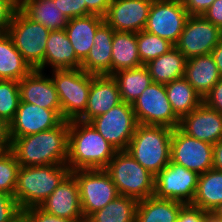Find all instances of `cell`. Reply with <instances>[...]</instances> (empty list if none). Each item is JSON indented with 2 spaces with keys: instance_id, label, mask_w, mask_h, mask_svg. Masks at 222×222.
<instances>
[{
  "instance_id": "obj_51",
  "label": "cell",
  "mask_w": 222,
  "mask_h": 222,
  "mask_svg": "<svg viewBox=\"0 0 222 222\" xmlns=\"http://www.w3.org/2000/svg\"><path fill=\"white\" fill-rule=\"evenodd\" d=\"M15 222H28L25 217L22 215L20 218H18Z\"/></svg>"
},
{
  "instance_id": "obj_47",
  "label": "cell",
  "mask_w": 222,
  "mask_h": 222,
  "mask_svg": "<svg viewBox=\"0 0 222 222\" xmlns=\"http://www.w3.org/2000/svg\"><path fill=\"white\" fill-rule=\"evenodd\" d=\"M213 169L222 171V139L213 144Z\"/></svg>"
},
{
  "instance_id": "obj_35",
  "label": "cell",
  "mask_w": 222,
  "mask_h": 222,
  "mask_svg": "<svg viewBox=\"0 0 222 222\" xmlns=\"http://www.w3.org/2000/svg\"><path fill=\"white\" fill-rule=\"evenodd\" d=\"M20 102L19 82L0 80V117L10 123Z\"/></svg>"
},
{
  "instance_id": "obj_17",
  "label": "cell",
  "mask_w": 222,
  "mask_h": 222,
  "mask_svg": "<svg viewBox=\"0 0 222 222\" xmlns=\"http://www.w3.org/2000/svg\"><path fill=\"white\" fill-rule=\"evenodd\" d=\"M39 208L54 216L85 222L76 177L70 172Z\"/></svg>"
},
{
  "instance_id": "obj_21",
  "label": "cell",
  "mask_w": 222,
  "mask_h": 222,
  "mask_svg": "<svg viewBox=\"0 0 222 222\" xmlns=\"http://www.w3.org/2000/svg\"><path fill=\"white\" fill-rule=\"evenodd\" d=\"M115 30L104 22L96 31L94 45L81 69L92 75H112V40Z\"/></svg>"
},
{
  "instance_id": "obj_27",
  "label": "cell",
  "mask_w": 222,
  "mask_h": 222,
  "mask_svg": "<svg viewBox=\"0 0 222 222\" xmlns=\"http://www.w3.org/2000/svg\"><path fill=\"white\" fill-rule=\"evenodd\" d=\"M184 205L176 200L152 195L138 200L136 222H177L180 210Z\"/></svg>"
},
{
  "instance_id": "obj_5",
  "label": "cell",
  "mask_w": 222,
  "mask_h": 222,
  "mask_svg": "<svg viewBox=\"0 0 222 222\" xmlns=\"http://www.w3.org/2000/svg\"><path fill=\"white\" fill-rule=\"evenodd\" d=\"M105 170L110 174L119 195L137 200L154 195L155 176L126 150L117 151Z\"/></svg>"
},
{
  "instance_id": "obj_18",
  "label": "cell",
  "mask_w": 222,
  "mask_h": 222,
  "mask_svg": "<svg viewBox=\"0 0 222 222\" xmlns=\"http://www.w3.org/2000/svg\"><path fill=\"white\" fill-rule=\"evenodd\" d=\"M20 101L54 110L61 117V105L50 74L32 70L19 81Z\"/></svg>"
},
{
  "instance_id": "obj_30",
  "label": "cell",
  "mask_w": 222,
  "mask_h": 222,
  "mask_svg": "<svg viewBox=\"0 0 222 222\" xmlns=\"http://www.w3.org/2000/svg\"><path fill=\"white\" fill-rule=\"evenodd\" d=\"M222 203V171L209 169L198 176L194 199L190 205L212 212Z\"/></svg>"
},
{
  "instance_id": "obj_25",
  "label": "cell",
  "mask_w": 222,
  "mask_h": 222,
  "mask_svg": "<svg viewBox=\"0 0 222 222\" xmlns=\"http://www.w3.org/2000/svg\"><path fill=\"white\" fill-rule=\"evenodd\" d=\"M187 59L174 46L165 54L150 60L144 66L147 68L153 82L168 84L184 76Z\"/></svg>"
},
{
  "instance_id": "obj_10",
  "label": "cell",
  "mask_w": 222,
  "mask_h": 222,
  "mask_svg": "<svg viewBox=\"0 0 222 222\" xmlns=\"http://www.w3.org/2000/svg\"><path fill=\"white\" fill-rule=\"evenodd\" d=\"M138 124L177 128L180 119L168 100L164 84L151 83L132 104Z\"/></svg>"
},
{
  "instance_id": "obj_43",
  "label": "cell",
  "mask_w": 222,
  "mask_h": 222,
  "mask_svg": "<svg viewBox=\"0 0 222 222\" xmlns=\"http://www.w3.org/2000/svg\"><path fill=\"white\" fill-rule=\"evenodd\" d=\"M112 0H82V6L89 14L105 17Z\"/></svg>"
},
{
  "instance_id": "obj_48",
  "label": "cell",
  "mask_w": 222,
  "mask_h": 222,
  "mask_svg": "<svg viewBox=\"0 0 222 222\" xmlns=\"http://www.w3.org/2000/svg\"><path fill=\"white\" fill-rule=\"evenodd\" d=\"M211 56L213 57V60L218 67L219 73L222 77V39L220 42L213 48L211 51Z\"/></svg>"
},
{
  "instance_id": "obj_49",
  "label": "cell",
  "mask_w": 222,
  "mask_h": 222,
  "mask_svg": "<svg viewBox=\"0 0 222 222\" xmlns=\"http://www.w3.org/2000/svg\"><path fill=\"white\" fill-rule=\"evenodd\" d=\"M203 222H222L221 218H218L215 214L212 212H206Z\"/></svg>"
},
{
  "instance_id": "obj_50",
  "label": "cell",
  "mask_w": 222,
  "mask_h": 222,
  "mask_svg": "<svg viewBox=\"0 0 222 222\" xmlns=\"http://www.w3.org/2000/svg\"><path fill=\"white\" fill-rule=\"evenodd\" d=\"M213 214H215L218 218H221L222 219V203L217 206L213 211H212Z\"/></svg>"
},
{
  "instance_id": "obj_28",
  "label": "cell",
  "mask_w": 222,
  "mask_h": 222,
  "mask_svg": "<svg viewBox=\"0 0 222 222\" xmlns=\"http://www.w3.org/2000/svg\"><path fill=\"white\" fill-rule=\"evenodd\" d=\"M143 66L137 45V33L114 32L112 40V74Z\"/></svg>"
},
{
  "instance_id": "obj_3",
  "label": "cell",
  "mask_w": 222,
  "mask_h": 222,
  "mask_svg": "<svg viewBox=\"0 0 222 222\" xmlns=\"http://www.w3.org/2000/svg\"><path fill=\"white\" fill-rule=\"evenodd\" d=\"M70 172L67 164L20 166L13 197L21 211L39 207Z\"/></svg>"
},
{
  "instance_id": "obj_9",
  "label": "cell",
  "mask_w": 222,
  "mask_h": 222,
  "mask_svg": "<svg viewBox=\"0 0 222 222\" xmlns=\"http://www.w3.org/2000/svg\"><path fill=\"white\" fill-rule=\"evenodd\" d=\"M89 123L117 151L127 150L138 126L132 104L123 101Z\"/></svg>"
},
{
  "instance_id": "obj_4",
  "label": "cell",
  "mask_w": 222,
  "mask_h": 222,
  "mask_svg": "<svg viewBox=\"0 0 222 222\" xmlns=\"http://www.w3.org/2000/svg\"><path fill=\"white\" fill-rule=\"evenodd\" d=\"M173 128L138 124L127 152L156 176L170 163Z\"/></svg>"
},
{
  "instance_id": "obj_31",
  "label": "cell",
  "mask_w": 222,
  "mask_h": 222,
  "mask_svg": "<svg viewBox=\"0 0 222 222\" xmlns=\"http://www.w3.org/2000/svg\"><path fill=\"white\" fill-rule=\"evenodd\" d=\"M112 76L117 83L121 100L129 104H133L153 83L152 77L144 65L133 69L120 70Z\"/></svg>"
},
{
  "instance_id": "obj_15",
  "label": "cell",
  "mask_w": 222,
  "mask_h": 222,
  "mask_svg": "<svg viewBox=\"0 0 222 222\" xmlns=\"http://www.w3.org/2000/svg\"><path fill=\"white\" fill-rule=\"evenodd\" d=\"M153 0H112L105 22L116 32L138 33L145 29Z\"/></svg>"
},
{
  "instance_id": "obj_12",
  "label": "cell",
  "mask_w": 222,
  "mask_h": 222,
  "mask_svg": "<svg viewBox=\"0 0 222 222\" xmlns=\"http://www.w3.org/2000/svg\"><path fill=\"white\" fill-rule=\"evenodd\" d=\"M170 161L203 174L213 168V145L173 129L171 137Z\"/></svg>"
},
{
  "instance_id": "obj_2",
  "label": "cell",
  "mask_w": 222,
  "mask_h": 222,
  "mask_svg": "<svg viewBox=\"0 0 222 222\" xmlns=\"http://www.w3.org/2000/svg\"><path fill=\"white\" fill-rule=\"evenodd\" d=\"M116 152L89 122L70 121L67 166L71 172L106 169Z\"/></svg>"
},
{
  "instance_id": "obj_13",
  "label": "cell",
  "mask_w": 222,
  "mask_h": 222,
  "mask_svg": "<svg viewBox=\"0 0 222 222\" xmlns=\"http://www.w3.org/2000/svg\"><path fill=\"white\" fill-rule=\"evenodd\" d=\"M222 39V30L202 15H190L175 47L187 60L210 54Z\"/></svg>"
},
{
  "instance_id": "obj_37",
  "label": "cell",
  "mask_w": 222,
  "mask_h": 222,
  "mask_svg": "<svg viewBox=\"0 0 222 222\" xmlns=\"http://www.w3.org/2000/svg\"><path fill=\"white\" fill-rule=\"evenodd\" d=\"M22 211L15 198L0 191V222H15Z\"/></svg>"
},
{
  "instance_id": "obj_45",
  "label": "cell",
  "mask_w": 222,
  "mask_h": 222,
  "mask_svg": "<svg viewBox=\"0 0 222 222\" xmlns=\"http://www.w3.org/2000/svg\"><path fill=\"white\" fill-rule=\"evenodd\" d=\"M215 0H183L184 6L190 15H203Z\"/></svg>"
},
{
  "instance_id": "obj_11",
  "label": "cell",
  "mask_w": 222,
  "mask_h": 222,
  "mask_svg": "<svg viewBox=\"0 0 222 222\" xmlns=\"http://www.w3.org/2000/svg\"><path fill=\"white\" fill-rule=\"evenodd\" d=\"M189 16L183 0H153L144 30L175 46Z\"/></svg>"
},
{
  "instance_id": "obj_26",
  "label": "cell",
  "mask_w": 222,
  "mask_h": 222,
  "mask_svg": "<svg viewBox=\"0 0 222 222\" xmlns=\"http://www.w3.org/2000/svg\"><path fill=\"white\" fill-rule=\"evenodd\" d=\"M19 9L31 20L51 31L65 30L69 21L54 0H23L19 3Z\"/></svg>"
},
{
  "instance_id": "obj_14",
  "label": "cell",
  "mask_w": 222,
  "mask_h": 222,
  "mask_svg": "<svg viewBox=\"0 0 222 222\" xmlns=\"http://www.w3.org/2000/svg\"><path fill=\"white\" fill-rule=\"evenodd\" d=\"M198 176L196 172L170 161L155 176L154 195L191 204L196 193Z\"/></svg>"
},
{
  "instance_id": "obj_19",
  "label": "cell",
  "mask_w": 222,
  "mask_h": 222,
  "mask_svg": "<svg viewBox=\"0 0 222 222\" xmlns=\"http://www.w3.org/2000/svg\"><path fill=\"white\" fill-rule=\"evenodd\" d=\"M178 128L188 136L213 145L222 139V114L203 102L180 119Z\"/></svg>"
},
{
  "instance_id": "obj_42",
  "label": "cell",
  "mask_w": 222,
  "mask_h": 222,
  "mask_svg": "<svg viewBox=\"0 0 222 222\" xmlns=\"http://www.w3.org/2000/svg\"><path fill=\"white\" fill-rule=\"evenodd\" d=\"M203 102L211 109L222 114V77L211 89V92L203 99Z\"/></svg>"
},
{
  "instance_id": "obj_38",
  "label": "cell",
  "mask_w": 222,
  "mask_h": 222,
  "mask_svg": "<svg viewBox=\"0 0 222 222\" xmlns=\"http://www.w3.org/2000/svg\"><path fill=\"white\" fill-rule=\"evenodd\" d=\"M18 9L16 0H0V34L7 33Z\"/></svg>"
},
{
  "instance_id": "obj_39",
  "label": "cell",
  "mask_w": 222,
  "mask_h": 222,
  "mask_svg": "<svg viewBox=\"0 0 222 222\" xmlns=\"http://www.w3.org/2000/svg\"><path fill=\"white\" fill-rule=\"evenodd\" d=\"M28 222H78L77 220L62 218L46 213L39 207H31L22 211Z\"/></svg>"
},
{
  "instance_id": "obj_32",
  "label": "cell",
  "mask_w": 222,
  "mask_h": 222,
  "mask_svg": "<svg viewBox=\"0 0 222 222\" xmlns=\"http://www.w3.org/2000/svg\"><path fill=\"white\" fill-rule=\"evenodd\" d=\"M165 87L171 107L179 119L203 103L202 97L184 77L165 84Z\"/></svg>"
},
{
  "instance_id": "obj_24",
  "label": "cell",
  "mask_w": 222,
  "mask_h": 222,
  "mask_svg": "<svg viewBox=\"0 0 222 222\" xmlns=\"http://www.w3.org/2000/svg\"><path fill=\"white\" fill-rule=\"evenodd\" d=\"M183 77L205 99L221 75L211 54H206L187 60Z\"/></svg>"
},
{
  "instance_id": "obj_44",
  "label": "cell",
  "mask_w": 222,
  "mask_h": 222,
  "mask_svg": "<svg viewBox=\"0 0 222 222\" xmlns=\"http://www.w3.org/2000/svg\"><path fill=\"white\" fill-rule=\"evenodd\" d=\"M202 16L222 30V0H215Z\"/></svg>"
},
{
  "instance_id": "obj_8",
  "label": "cell",
  "mask_w": 222,
  "mask_h": 222,
  "mask_svg": "<svg viewBox=\"0 0 222 222\" xmlns=\"http://www.w3.org/2000/svg\"><path fill=\"white\" fill-rule=\"evenodd\" d=\"M79 185L83 217L101 210L119 196L110 174L105 169L74 170L71 172Z\"/></svg>"
},
{
  "instance_id": "obj_23",
  "label": "cell",
  "mask_w": 222,
  "mask_h": 222,
  "mask_svg": "<svg viewBox=\"0 0 222 222\" xmlns=\"http://www.w3.org/2000/svg\"><path fill=\"white\" fill-rule=\"evenodd\" d=\"M104 22L103 17L94 14L69 19L65 32L81 62L87 58L94 45L95 33Z\"/></svg>"
},
{
  "instance_id": "obj_34",
  "label": "cell",
  "mask_w": 222,
  "mask_h": 222,
  "mask_svg": "<svg viewBox=\"0 0 222 222\" xmlns=\"http://www.w3.org/2000/svg\"><path fill=\"white\" fill-rule=\"evenodd\" d=\"M137 45L143 65L165 54L174 47L169 41L145 30L137 33Z\"/></svg>"
},
{
  "instance_id": "obj_40",
  "label": "cell",
  "mask_w": 222,
  "mask_h": 222,
  "mask_svg": "<svg viewBox=\"0 0 222 222\" xmlns=\"http://www.w3.org/2000/svg\"><path fill=\"white\" fill-rule=\"evenodd\" d=\"M68 19L90 15L82 6V0H54Z\"/></svg>"
},
{
  "instance_id": "obj_22",
  "label": "cell",
  "mask_w": 222,
  "mask_h": 222,
  "mask_svg": "<svg viewBox=\"0 0 222 222\" xmlns=\"http://www.w3.org/2000/svg\"><path fill=\"white\" fill-rule=\"evenodd\" d=\"M81 63L65 30L50 31L45 57L39 70L45 71L50 66V70L78 69L81 68Z\"/></svg>"
},
{
  "instance_id": "obj_33",
  "label": "cell",
  "mask_w": 222,
  "mask_h": 222,
  "mask_svg": "<svg viewBox=\"0 0 222 222\" xmlns=\"http://www.w3.org/2000/svg\"><path fill=\"white\" fill-rule=\"evenodd\" d=\"M138 200L119 195L104 208L92 213L85 222H136Z\"/></svg>"
},
{
  "instance_id": "obj_6",
  "label": "cell",
  "mask_w": 222,
  "mask_h": 222,
  "mask_svg": "<svg viewBox=\"0 0 222 222\" xmlns=\"http://www.w3.org/2000/svg\"><path fill=\"white\" fill-rule=\"evenodd\" d=\"M61 105V118L78 120L87 106L92 74L81 68L50 71Z\"/></svg>"
},
{
  "instance_id": "obj_20",
  "label": "cell",
  "mask_w": 222,
  "mask_h": 222,
  "mask_svg": "<svg viewBox=\"0 0 222 222\" xmlns=\"http://www.w3.org/2000/svg\"><path fill=\"white\" fill-rule=\"evenodd\" d=\"M121 102L120 92L112 75H92L85 113L78 120L90 122Z\"/></svg>"
},
{
  "instance_id": "obj_36",
  "label": "cell",
  "mask_w": 222,
  "mask_h": 222,
  "mask_svg": "<svg viewBox=\"0 0 222 222\" xmlns=\"http://www.w3.org/2000/svg\"><path fill=\"white\" fill-rule=\"evenodd\" d=\"M20 164L9 150L0 152V191L14 195Z\"/></svg>"
},
{
  "instance_id": "obj_7",
  "label": "cell",
  "mask_w": 222,
  "mask_h": 222,
  "mask_svg": "<svg viewBox=\"0 0 222 222\" xmlns=\"http://www.w3.org/2000/svg\"><path fill=\"white\" fill-rule=\"evenodd\" d=\"M50 31L41 23L31 20L18 9L7 34L30 67L33 70H39L45 57Z\"/></svg>"
},
{
  "instance_id": "obj_1",
  "label": "cell",
  "mask_w": 222,
  "mask_h": 222,
  "mask_svg": "<svg viewBox=\"0 0 222 222\" xmlns=\"http://www.w3.org/2000/svg\"><path fill=\"white\" fill-rule=\"evenodd\" d=\"M70 121L53 129L24 137L10 138L9 150L20 166L67 164Z\"/></svg>"
},
{
  "instance_id": "obj_29",
  "label": "cell",
  "mask_w": 222,
  "mask_h": 222,
  "mask_svg": "<svg viewBox=\"0 0 222 222\" xmlns=\"http://www.w3.org/2000/svg\"><path fill=\"white\" fill-rule=\"evenodd\" d=\"M33 69L7 33L0 34V80L20 81Z\"/></svg>"
},
{
  "instance_id": "obj_16",
  "label": "cell",
  "mask_w": 222,
  "mask_h": 222,
  "mask_svg": "<svg viewBox=\"0 0 222 222\" xmlns=\"http://www.w3.org/2000/svg\"><path fill=\"white\" fill-rule=\"evenodd\" d=\"M62 121L63 119L54 110L20 101L14 119L9 123L10 138L47 131Z\"/></svg>"
},
{
  "instance_id": "obj_41",
  "label": "cell",
  "mask_w": 222,
  "mask_h": 222,
  "mask_svg": "<svg viewBox=\"0 0 222 222\" xmlns=\"http://www.w3.org/2000/svg\"><path fill=\"white\" fill-rule=\"evenodd\" d=\"M206 212L190 204H185L178 215L177 222H203Z\"/></svg>"
},
{
  "instance_id": "obj_46",
  "label": "cell",
  "mask_w": 222,
  "mask_h": 222,
  "mask_svg": "<svg viewBox=\"0 0 222 222\" xmlns=\"http://www.w3.org/2000/svg\"><path fill=\"white\" fill-rule=\"evenodd\" d=\"M10 147L9 123L0 117V149L7 150Z\"/></svg>"
}]
</instances>
